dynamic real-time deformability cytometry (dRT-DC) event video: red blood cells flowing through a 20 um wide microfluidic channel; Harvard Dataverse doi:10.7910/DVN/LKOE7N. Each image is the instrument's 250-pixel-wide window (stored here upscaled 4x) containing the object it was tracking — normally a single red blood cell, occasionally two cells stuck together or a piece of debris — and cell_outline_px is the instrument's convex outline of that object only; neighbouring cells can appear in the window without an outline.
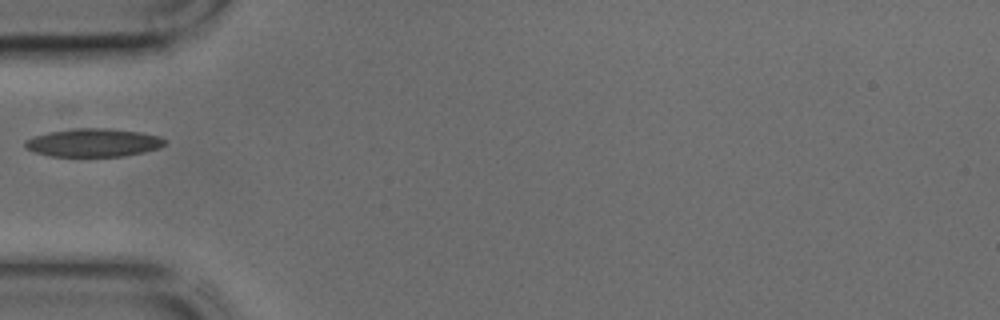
{"species": "common noctule bat (a hibernating species)", "species_latin": "Nyctalus noctula", "temperature_condition": "cold", "stored_images_in_passage": 6, "camera_frame_rate_fps": 3000, "um_per_image_px": 0.085, "animal": {"sex": "male", "body_mass_g": 17.9, "forearm_length_mm": 54.2}, "frame": {"image": 1, "passage_image": 1, "time_ms": 0.0, "image_size_px": [1000, 320], "cell_outline_px": [[164, 144], [160, 148], [144, 152], [124, 156], [48, 156], [24, 148], [24, 140], [48, 132], [76, 128], [108, 128], [140, 132], [160, 136], [164, 140]], "centroid_in_image_um": [7.93, 12.12], "position_along_channel_um": 77.1, "area_um2": 22.95}}